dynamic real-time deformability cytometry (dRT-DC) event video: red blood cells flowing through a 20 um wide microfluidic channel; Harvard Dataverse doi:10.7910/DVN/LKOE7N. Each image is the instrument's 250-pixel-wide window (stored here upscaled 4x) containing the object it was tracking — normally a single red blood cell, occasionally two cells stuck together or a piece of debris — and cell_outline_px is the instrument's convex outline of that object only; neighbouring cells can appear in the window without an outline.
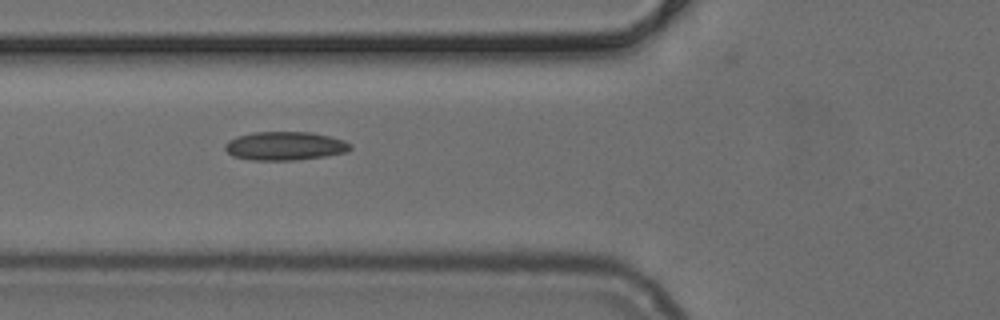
{"species": "common noctule bat (a hibernating species)", "species_latin": "Nyctalus noctula", "temperature_condition": "cold", "stored_images_in_passage": 13, "camera_frame_rate_fps": 3000, "um_per_image_px": 0.085, "animal": {"sex": "female", "body_mass_g": 24.6, "forearm_length_mm": 56.2}, "frame": {"image": 1, "passage_image": 10, "time_ms": 3.0, "image_size_px": [1000, 320], "cell_outline_px": [[352, 148], [344, 152], [324, 156], [296, 160], [252, 160], [232, 156], [224, 148], [224, 144], [228, 140], [236, 136], [252, 132], [312, 132], [344, 140], [352, 144]], "centroid_in_image_um": [24.19, 12.4], "position_along_channel_um": 101.6, "area_um2": 20.92}}